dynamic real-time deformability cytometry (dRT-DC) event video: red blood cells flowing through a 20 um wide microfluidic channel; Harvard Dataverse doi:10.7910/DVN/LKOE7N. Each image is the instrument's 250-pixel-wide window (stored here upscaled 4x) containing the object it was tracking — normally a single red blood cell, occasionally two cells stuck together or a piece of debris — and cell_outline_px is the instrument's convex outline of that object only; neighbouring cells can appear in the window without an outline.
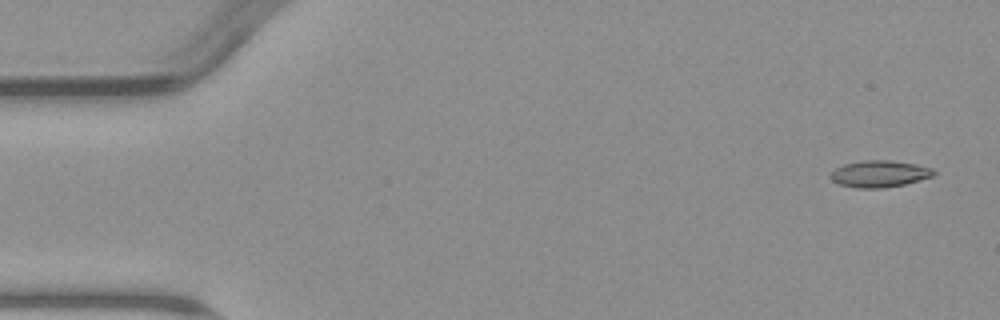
{"species": "common noctule bat (a hibernating species)", "species_latin": "Nyctalus noctula", "temperature_condition": "warm", "stored_images_in_passage": 5, "camera_frame_rate_fps": 3000, "um_per_image_px": 0.085, "animal": {"sex": "male", "body_mass_g": 23.1, "forearm_length_mm": 52.7}, "frame": {"image": 1, "passage_image": 1, "time_ms": 0.0, "image_size_px": [1000, 320], "cell_outline_px": [[936, 176], [904, 184], [884, 188], [856, 188], [840, 184], [832, 180], [828, 176], [836, 168], [844, 164], [864, 160], [892, 160], [916, 164], [932, 168], [936, 172]], "centroid_in_image_um": [74.79, 14.77], "position_along_channel_um": 10.2, "area_um2": 16.18}}
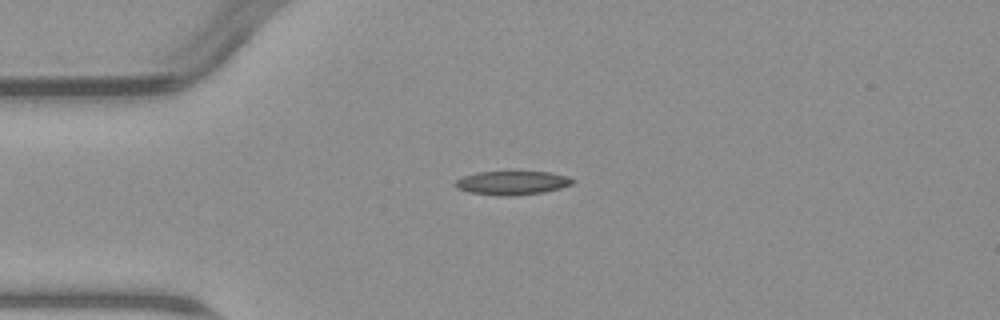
{"frame": {"image": 2, "passage_image": 4, "time_ms": 3.667, "image_size_px": [1000, 320], "cell_outline_px": [[576, 180], [572, 184], [560, 188], [544, 192], [516, 196], [496, 196], [468, 192], [456, 188], [452, 184], [456, 180], [464, 176], [476, 172], [548, 172], [568, 176]], "centroid_in_image_um": [43.51, 15.56], "position_along_channel_um": 41.5, "area_um2": 16.47}}